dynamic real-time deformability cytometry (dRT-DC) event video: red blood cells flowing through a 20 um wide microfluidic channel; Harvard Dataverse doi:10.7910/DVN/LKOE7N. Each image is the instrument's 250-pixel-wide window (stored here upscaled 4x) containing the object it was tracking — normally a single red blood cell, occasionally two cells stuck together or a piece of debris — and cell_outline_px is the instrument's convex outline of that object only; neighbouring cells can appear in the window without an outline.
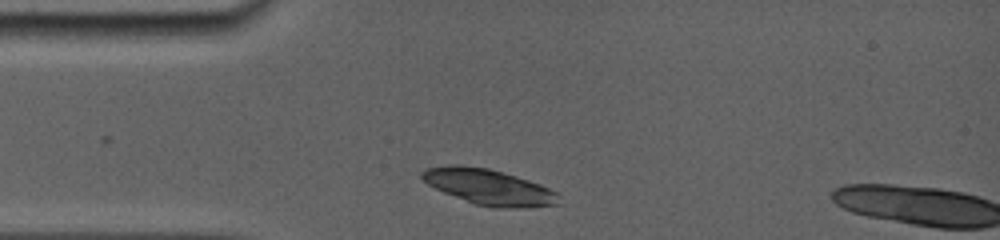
{"species": "common noctule bat (a hibernating species)", "species_latin": "Nyctalus noctula", "temperature_condition": "room temperature", "stored_images_in_passage": 1, "camera_frame_rate_fps": 5000, "um_per_image_px": 0.085, "animal": {"sex": "female", "body_mass_g": 19.0, "forearm_length_mm": 56.7}, "frame": {"image": 1, "passage_image": 1, "time_ms": 0.0, "image_size_px": [1000, 240], "cell_outline_px": [[560, 204], [528, 208], [496, 208], [476, 204], [444, 192], [428, 184], [420, 176], [420, 172], [424, 168], [452, 164], [460, 164], [488, 168], [516, 176], [540, 184], [556, 192]], "centroid_in_image_um": [41.54, 15.89], "position_along_channel_um": 43.5, "area_um2": 28.38}}